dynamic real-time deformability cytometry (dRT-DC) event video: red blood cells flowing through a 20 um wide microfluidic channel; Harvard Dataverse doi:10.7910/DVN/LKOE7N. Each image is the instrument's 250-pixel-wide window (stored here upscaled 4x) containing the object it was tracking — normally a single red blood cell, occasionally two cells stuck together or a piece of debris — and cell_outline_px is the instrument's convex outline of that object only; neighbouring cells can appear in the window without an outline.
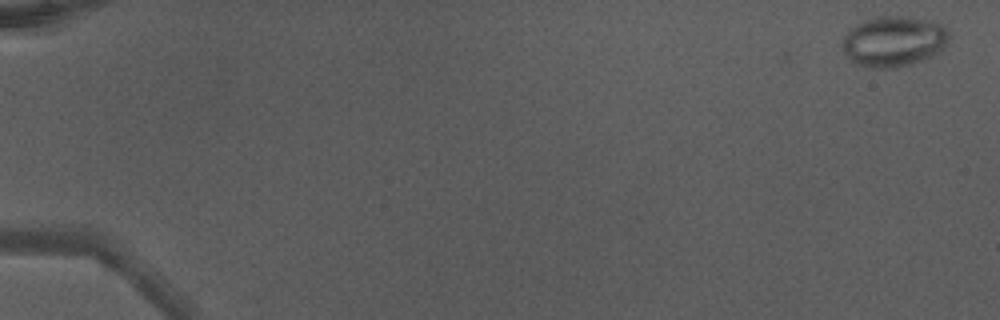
{"species": "Egyptian fruit bat (a non-hibernating species)", "species_latin": "Rousettus aegyptiacus", "temperature_condition": "warm", "stored_images_in_passage": 49, "camera_frame_rate_fps": 3000, "um_per_image_px": 0.085, "animal": {"sex": "male"}, "frame": {"image": 1, "passage_image": 2, "time_ms": 0.333, "image_size_px": [1000, 320], "cell_outline_px": [[948, 40], [944, 48], [940, 52], [932, 56], [912, 64], [896, 68], [864, 68], [856, 64], [844, 52], [840, 44], [844, 36], [856, 24], [880, 16], [896, 16], [936, 20], [944, 24], [948, 32]], "centroid_in_image_um": [75.99, 3.52], "position_along_channel_um": 9.0, "area_um2": 31.73}}
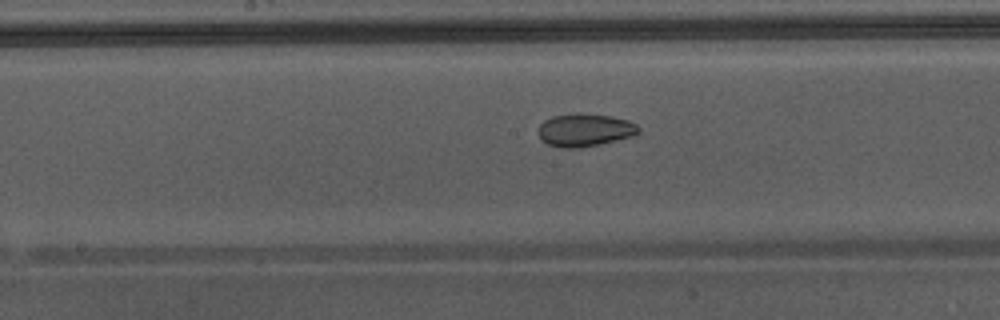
{"frame": {"image": 2, "passage_image": 28, "time_ms": 9.0, "image_size_px": [1000, 320], "cell_outline_px": [[640, 132], [632, 136], [596, 144], [576, 148], [564, 148], [548, 144], [540, 140], [540, 124], [544, 120], [552, 116], [572, 112], [580, 112], [612, 116], [628, 120], [636, 124], [640, 128]], "centroid_in_image_um": [49.7, 11.02], "position_along_channel_um": 198.5, "area_um2": 19.19}}
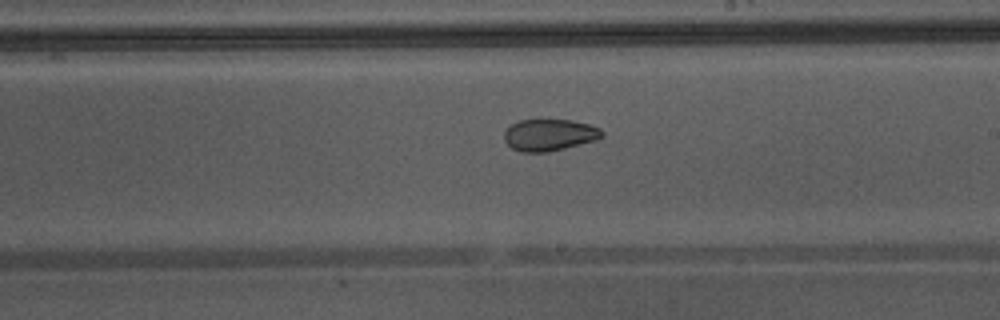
{"frame": {"image": 3, "passage_image": 31, "time_ms": 10.0, "image_size_px": [1000, 320], "cell_outline_px": [[604, 136], [596, 140], [548, 152], [520, 152], [512, 148], [504, 140], [504, 132], [512, 124], [520, 120], [572, 120], [588, 124], [600, 128], [604, 132]], "centroid_in_image_um": [46.71, 11.47], "position_along_channel_um": 242.3, "area_um2": 18.03}}